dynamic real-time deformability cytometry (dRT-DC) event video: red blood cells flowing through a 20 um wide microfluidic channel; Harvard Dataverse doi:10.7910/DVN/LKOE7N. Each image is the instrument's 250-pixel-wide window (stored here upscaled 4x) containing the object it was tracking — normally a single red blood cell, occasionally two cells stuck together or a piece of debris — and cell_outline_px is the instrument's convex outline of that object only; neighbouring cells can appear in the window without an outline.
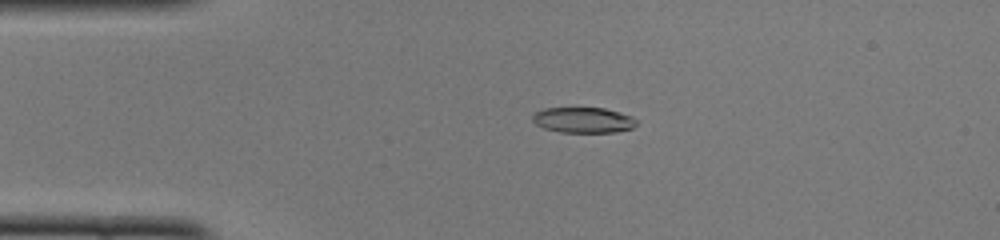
{"species": "common noctule bat (a hibernating species)", "species_latin": "Nyctalus noctula", "temperature_condition": "cold", "stored_images_in_passage": 47, "camera_frame_rate_fps": 3000, "um_per_image_px": 0.085, "animal": {"sex": "female", "body_mass_g": 22.0, "forearm_length_mm": 56.7}, "frame": {"image": 1, "passage_image": 8, "time_ms": 2.333, "image_size_px": [1000, 240], "cell_outline_px": [[636, 124], [632, 128], [616, 132], [560, 132], [544, 128], [536, 124], [532, 120], [532, 116], [536, 112], [544, 108], [604, 108], [620, 112], [632, 116], [636, 120]], "centroid_in_image_um": [49.58, 10.2], "position_along_channel_um": 35.4, "area_um2": 15.43}}
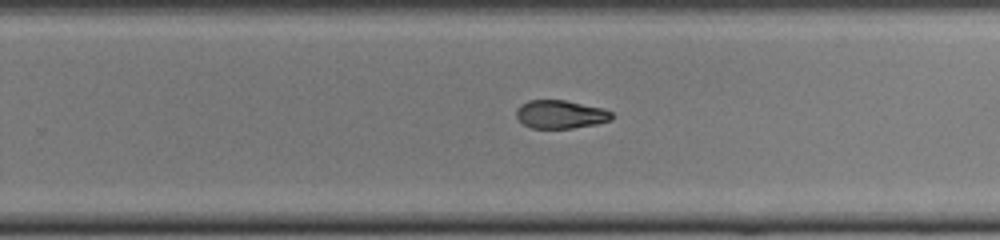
{"frame": {"image": 2, "passage_image": 29, "time_ms": 9.333, "image_size_px": [1000, 240], "cell_outline_px": [[612, 120], [596, 124], [572, 128], [532, 128], [524, 124], [516, 116], [516, 108], [520, 104], [528, 100], [564, 100], [604, 108], [612, 112]], "centroid_in_image_um": [47.64, 9.71], "position_along_channel_um": 282.2, "area_um2": 15.78}}
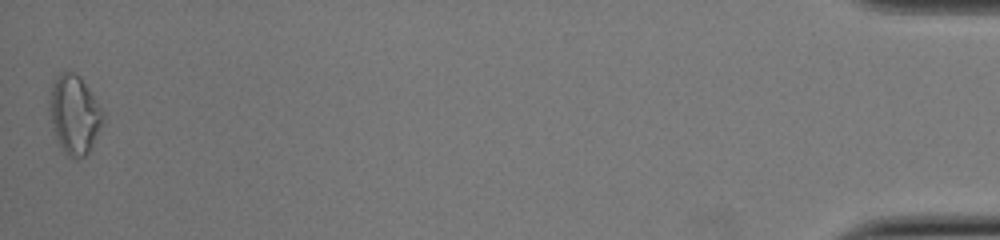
{"frame": {"image": 3, "passage_image": 47, "time_ms": 15.333, "image_size_px": [1000, 240], "cell_outline_px": [[104, 120], [88, 152], [84, 156], [76, 160], [68, 156], [64, 152], [56, 136], [48, 108], [48, 100], [52, 84], [56, 76], [60, 72], [72, 72], [80, 76], [104, 112]], "centroid_in_image_um": [6.31, 9.72], "position_along_channel_um": 428.9, "area_um2": 24.33}, "authors_computed_cell_mechanics": {"area_um2": 16.9354, "velocity_mm_per_s": 4.0043, "shape_relaxation_time_tau1_ms": 2.9898, "shape_relaxation_time_tau2_ms": 4.3975, "deformation_change_tau1": 0.1288, "deformation_change_tau2": 0.0964}}